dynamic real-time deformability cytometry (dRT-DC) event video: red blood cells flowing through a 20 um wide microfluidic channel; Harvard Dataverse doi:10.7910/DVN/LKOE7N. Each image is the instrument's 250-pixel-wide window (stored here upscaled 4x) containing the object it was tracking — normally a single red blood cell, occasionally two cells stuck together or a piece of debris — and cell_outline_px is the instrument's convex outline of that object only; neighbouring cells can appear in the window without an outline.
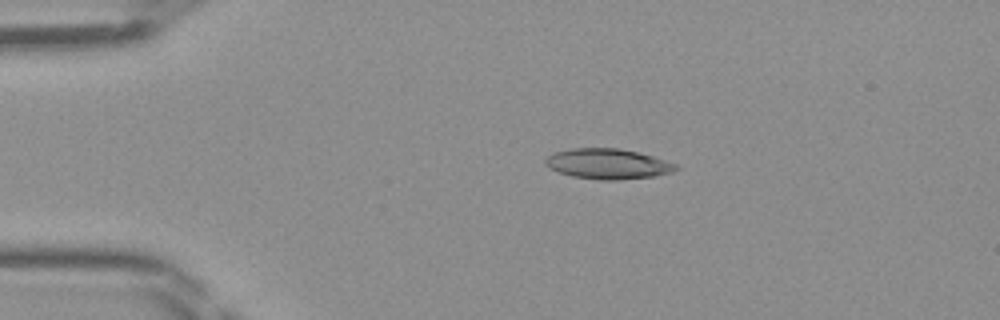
{"species": "Egyptian fruit bat (a non-hibernating species)", "species_latin": "Rousettus aegyptiacus", "temperature_condition": "room temperature", "stored_images_in_passage": 41, "camera_frame_rate_fps": 3000, "um_per_image_px": 0.085, "frame": {"image": 1, "passage_image": 4, "time_ms": 1.0, "image_size_px": [1000, 320], "cell_outline_px": [[680, 168], [672, 172], [656, 176], [620, 180], [600, 180], [572, 176], [548, 168], [544, 164], [544, 160], [548, 156], [556, 152], [572, 148], [616, 148], [636, 152], [652, 156], [676, 164]], "centroid_in_image_um": [51.66, 13.94], "position_along_channel_um": 33.3, "area_um2": 23.0}}
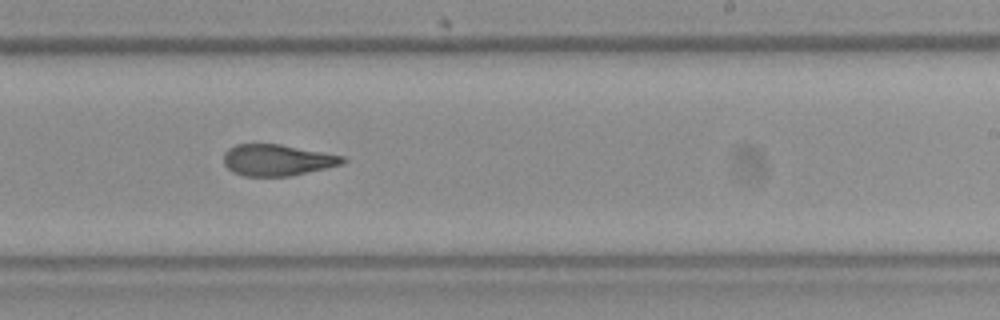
{"frame": {"image": 2, "passage_image": 23, "time_ms": 7.333, "image_size_px": [1000, 320], "cell_outline_px": [[348, 160], [344, 164], [288, 176], [244, 176], [232, 172], [224, 164], [224, 152], [228, 148], [236, 144], [280, 144], [344, 156]], "centroid_in_image_um": [23.55, 13.6], "position_along_channel_um": 265.4, "area_um2": 21.73}}
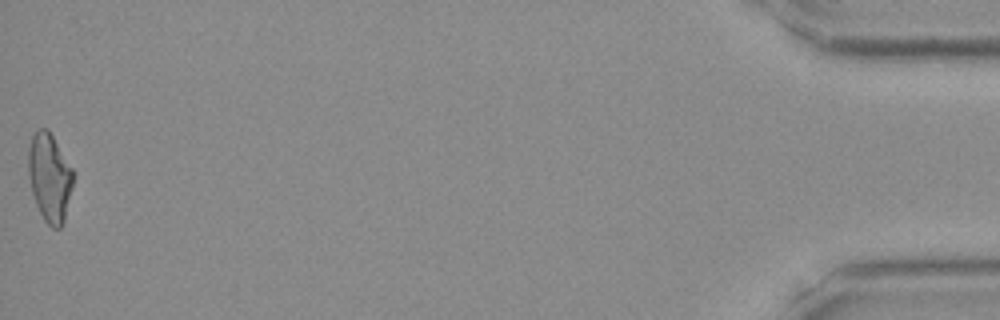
{"frame": {"image": 3, "passage_image": 41, "time_ms": 13.333, "image_size_px": [1000, 320], "cell_outline_px": [[72, 188], [64, 220], [60, 228], [52, 228], [44, 220], [36, 204], [32, 192], [28, 176], [28, 148], [32, 136], [40, 128], [48, 128], [72, 168]], "centroid_in_image_um": [4.2, 15.07], "position_along_channel_um": 431.0, "area_um2": 22.89}}